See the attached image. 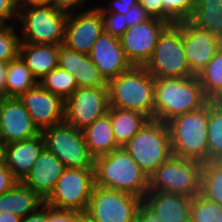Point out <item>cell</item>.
Segmentation results:
<instances>
[{
  "mask_svg": "<svg viewBox=\"0 0 222 222\" xmlns=\"http://www.w3.org/2000/svg\"><path fill=\"white\" fill-rule=\"evenodd\" d=\"M154 119L167 123L176 116L200 109L209 100L197 76L154 79Z\"/></svg>",
  "mask_w": 222,
  "mask_h": 222,
  "instance_id": "cell-1",
  "label": "cell"
},
{
  "mask_svg": "<svg viewBox=\"0 0 222 222\" xmlns=\"http://www.w3.org/2000/svg\"><path fill=\"white\" fill-rule=\"evenodd\" d=\"M95 185L124 191L143 199L148 192L149 177L124 147L94 158Z\"/></svg>",
  "mask_w": 222,
  "mask_h": 222,
  "instance_id": "cell-2",
  "label": "cell"
},
{
  "mask_svg": "<svg viewBox=\"0 0 222 222\" xmlns=\"http://www.w3.org/2000/svg\"><path fill=\"white\" fill-rule=\"evenodd\" d=\"M109 106L154 119V78L144 66H131L107 83Z\"/></svg>",
  "mask_w": 222,
  "mask_h": 222,
  "instance_id": "cell-3",
  "label": "cell"
},
{
  "mask_svg": "<svg viewBox=\"0 0 222 222\" xmlns=\"http://www.w3.org/2000/svg\"><path fill=\"white\" fill-rule=\"evenodd\" d=\"M209 101L200 109L184 113L166 124L174 156L208 162Z\"/></svg>",
  "mask_w": 222,
  "mask_h": 222,
  "instance_id": "cell-4",
  "label": "cell"
},
{
  "mask_svg": "<svg viewBox=\"0 0 222 222\" xmlns=\"http://www.w3.org/2000/svg\"><path fill=\"white\" fill-rule=\"evenodd\" d=\"M124 148L148 177L173 155L167 124L155 119H149Z\"/></svg>",
  "mask_w": 222,
  "mask_h": 222,
  "instance_id": "cell-5",
  "label": "cell"
},
{
  "mask_svg": "<svg viewBox=\"0 0 222 222\" xmlns=\"http://www.w3.org/2000/svg\"><path fill=\"white\" fill-rule=\"evenodd\" d=\"M22 23L21 43L61 45L64 42L68 13L53 5L18 6Z\"/></svg>",
  "mask_w": 222,
  "mask_h": 222,
  "instance_id": "cell-6",
  "label": "cell"
},
{
  "mask_svg": "<svg viewBox=\"0 0 222 222\" xmlns=\"http://www.w3.org/2000/svg\"><path fill=\"white\" fill-rule=\"evenodd\" d=\"M203 163L172 155L149 176L148 190L195 197L201 194Z\"/></svg>",
  "mask_w": 222,
  "mask_h": 222,
  "instance_id": "cell-7",
  "label": "cell"
},
{
  "mask_svg": "<svg viewBox=\"0 0 222 222\" xmlns=\"http://www.w3.org/2000/svg\"><path fill=\"white\" fill-rule=\"evenodd\" d=\"M156 78L190 77L182 40V21L169 24L158 38L150 60L144 66Z\"/></svg>",
  "mask_w": 222,
  "mask_h": 222,
  "instance_id": "cell-8",
  "label": "cell"
},
{
  "mask_svg": "<svg viewBox=\"0 0 222 222\" xmlns=\"http://www.w3.org/2000/svg\"><path fill=\"white\" fill-rule=\"evenodd\" d=\"M41 133L45 140V147L66 168H94V157L88 150L81 130L63 121L44 129Z\"/></svg>",
  "mask_w": 222,
  "mask_h": 222,
  "instance_id": "cell-9",
  "label": "cell"
},
{
  "mask_svg": "<svg viewBox=\"0 0 222 222\" xmlns=\"http://www.w3.org/2000/svg\"><path fill=\"white\" fill-rule=\"evenodd\" d=\"M94 186V168H66L44 203L85 213Z\"/></svg>",
  "mask_w": 222,
  "mask_h": 222,
  "instance_id": "cell-10",
  "label": "cell"
},
{
  "mask_svg": "<svg viewBox=\"0 0 222 222\" xmlns=\"http://www.w3.org/2000/svg\"><path fill=\"white\" fill-rule=\"evenodd\" d=\"M141 201L133 194L95 185L85 213L94 222H136Z\"/></svg>",
  "mask_w": 222,
  "mask_h": 222,
  "instance_id": "cell-11",
  "label": "cell"
},
{
  "mask_svg": "<svg viewBox=\"0 0 222 222\" xmlns=\"http://www.w3.org/2000/svg\"><path fill=\"white\" fill-rule=\"evenodd\" d=\"M108 108L107 86L77 88L65 101L64 121L83 131L107 114Z\"/></svg>",
  "mask_w": 222,
  "mask_h": 222,
  "instance_id": "cell-12",
  "label": "cell"
},
{
  "mask_svg": "<svg viewBox=\"0 0 222 222\" xmlns=\"http://www.w3.org/2000/svg\"><path fill=\"white\" fill-rule=\"evenodd\" d=\"M168 22L151 17L146 22H142L128 28L119 38L124 55L132 66H145L150 60L158 38Z\"/></svg>",
  "mask_w": 222,
  "mask_h": 222,
  "instance_id": "cell-13",
  "label": "cell"
},
{
  "mask_svg": "<svg viewBox=\"0 0 222 222\" xmlns=\"http://www.w3.org/2000/svg\"><path fill=\"white\" fill-rule=\"evenodd\" d=\"M103 32L102 16L96 7L80 11L76 15L69 13L63 45L89 55L95 41Z\"/></svg>",
  "mask_w": 222,
  "mask_h": 222,
  "instance_id": "cell-14",
  "label": "cell"
},
{
  "mask_svg": "<svg viewBox=\"0 0 222 222\" xmlns=\"http://www.w3.org/2000/svg\"><path fill=\"white\" fill-rule=\"evenodd\" d=\"M40 133L19 98L1 96L0 138L5 144L30 139Z\"/></svg>",
  "mask_w": 222,
  "mask_h": 222,
  "instance_id": "cell-15",
  "label": "cell"
},
{
  "mask_svg": "<svg viewBox=\"0 0 222 222\" xmlns=\"http://www.w3.org/2000/svg\"><path fill=\"white\" fill-rule=\"evenodd\" d=\"M19 99L40 132L64 121L65 101L45 90L39 83L24 92Z\"/></svg>",
  "mask_w": 222,
  "mask_h": 222,
  "instance_id": "cell-16",
  "label": "cell"
},
{
  "mask_svg": "<svg viewBox=\"0 0 222 222\" xmlns=\"http://www.w3.org/2000/svg\"><path fill=\"white\" fill-rule=\"evenodd\" d=\"M182 40L185 55L193 75H197L211 61L222 45V40L211 32L195 28L182 21Z\"/></svg>",
  "mask_w": 222,
  "mask_h": 222,
  "instance_id": "cell-17",
  "label": "cell"
},
{
  "mask_svg": "<svg viewBox=\"0 0 222 222\" xmlns=\"http://www.w3.org/2000/svg\"><path fill=\"white\" fill-rule=\"evenodd\" d=\"M89 56L106 83L132 66L124 55L119 38L105 32L95 41Z\"/></svg>",
  "mask_w": 222,
  "mask_h": 222,
  "instance_id": "cell-18",
  "label": "cell"
},
{
  "mask_svg": "<svg viewBox=\"0 0 222 222\" xmlns=\"http://www.w3.org/2000/svg\"><path fill=\"white\" fill-rule=\"evenodd\" d=\"M65 169V165L45 147L22 183L45 200Z\"/></svg>",
  "mask_w": 222,
  "mask_h": 222,
  "instance_id": "cell-19",
  "label": "cell"
},
{
  "mask_svg": "<svg viewBox=\"0 0 222 222\" xmlns=\"http://www.w3.org/2000/svg\"><path fill=\"white\" fill-rule=\"evenodd\" d=\"M44 148L42 133L30 139L6 144L5 164L17 182L26 179Z\"/></svg>",
  "mask_w": 222,
  "mask_h": 222,
  "instance_id": "cell-20",
  "label": "cell"
},
{
  "mask_svg": "<svg viewBox=\"0 0 222 222\" xmlns=\"http://www.w3.org/2000/svg\"><path fill=\"white\" fill-rule=\"evenodd\" d=\"M58 67L72 74L78 88L107 86L90 56L64 46L59 47Z\"/></svg>",
  "mask_w": 222,
  "mask_h": 222,
  "instance_id": "cell-21",
  "label": "cell"
},
{
  "mask_svg": "<svg viewBox=\"0 0 222 222\" xmlns=\"http://www.w3.org/2000/svg\"><path fill=\"white\" fill-rule=\"evenodd\" d=\"M142 200L165 222H190L191 197L148 190Z\"/></svg>",
  "mask_w": 222,
  "mask_h": 222,
  "instance_id": "cell-22",
  "label": "cell"
},
{
  "mask_svg": "<svg viewBox=\"0 0 222 222\" xmlns=\"http://www.w3.org/2000/svg\"><path fill=\"white\" fill-rule=\"evenodd\" d=\"M60 45L20 43L19 56L39 82L58 67Z\"/></svg>",
  "mask_w": 222,
  "mask_h": 222,
  "instance_id": "cell-23",
  "label": "cell"
},
{
  "mask_svg": "<svg viewBox=\"0 0 222 222\" xmlns=\"http://www.w3.org/2000/svg\"><path fill=\"white\" fill-rule=\"evenodd\" d=\"M44 200L22 182H17L9 191L0 195V214L14 213L24 218L37 211Z\"/></svg>",
  "mask_w": 222,
  "mask_h": 222,
  "instance_id": "cell-24",
  "label": "cell"
},
{
  "mask_svg": "<svg viewBox=\"0 0 222 222\" xmlns=\"http://www.w3.org/2000/svg\"><path fill=\"white\" fill-rule=\"evenodd\" d=\"M82 132L88 150L94 158L120 148L115 140L108 114L95 120Z\"/></svg>",
  "mask_w": 222,
  "mask_h": 222,
  "instance_id": "cell-25",
  "label": "cell"
},
{
  "mask_svg": "<svg viewBox=\"0 0 222 222\" xmlns=\"http://www.w3.org/2000/svg\"><path fill=\"white\" fill-rule=\"evenodd\" d=\"M107 114L119 147H124L149 120L141 113L111 106Z\"/></svg>",
  "mask_w": 222,
  "mask_h": 222,
  "instance_id": "cell-26",
  "label": "cell"
},
{
  "mask_svg": "<svg viewBox=\"0 0 222 222\" xmlns=\"http://www.w3.org/2000/svg\"><path fill=\"white\" fill-rule=\"evenodd\" d=\"M187 21L195 28L211 32L222 40V0H196Z\"/></svg>",
  "mask_w": 222,
  "mask_h": 222,
  "instance_id": "cell-27",
  "label": "cell"
},
{
  "mask_svg": "<svg viewBox=\"0 0 222 222\" xmlns=\"http://www.w3.org/2000/svg\"><path fill=\"white\" fill-rule=\"evenodd\" d=\"M38 84L25 62L18 56L8 62L5 97L19 98L24 92Z\"/></svg>",
  "mask_w": 222,
  "mask_h": 222,
  "instance_id": "cell-28",
  "label": "cell"
},
{
  "mask_svg": "<svg viewBox=\"0 0 222 222\" xmlns=\"http://www.w3.org/2000/svg\"><path fill=\"white\" fill-rule=\"evenodd\" d=\"M196 76L209 101H215L222 95V45Z\"/></svg>",
  "mask_w": 222,
  "mask_h": 222,
  "instance_id": "cell-29",
  "label": "cell"
},
{
  "mask_svg": "<svg viewBox=\"0 0 222 222\" xmlns=\"http://www.w3.org/2000/svg\"><path fill=\"white\" fill-rule=\"evenodd\" d=\"M201 195L211 202L222 205V161L203 163Z\"/></svg>",
  "mask_w": 222,
  "mask_h": 222,
  "instance_id": "cell-30",
  "label": "cell"
},
{
  "mask_svg": "<svg viewBox=\"0 0 222 222\" xmlns=\"http://www.w3.org/2000/svg\"><path fill=\"white\" fill-rule=\"evenodd\" d=\"M208 162L222 161V106L209 101Z\"/></svg>",
  "mask_w": 222,
  "mask_h": 222,
  "instance_id": "cell-31",
  "label": "cell"
},
{
  "mask_svg": "<svg viewBox=\"0 0 222 222\" xmlns=\"http://www.w3.org/2000/svg\"><path fill=\"white\" fill-rule=\"evenodd\" d=\"M45 90L66 101L78 88L72 74L62 68H55L38 82Z\"/></svg>",
  "mask_w": 222,
  "mask_h": 222,
  "instance_id": "cell-32",
  "label": "cell"
},
{
  "mask_svg": "<svg viewBox=\"0 0 222 222\" xmlns=\"http://www.w3.org/2000/svg\"><path fill=\"white\" fill-rule=\"evenodd\" d=\"M190 222H222V205L201 194L192 198Z\"/></svg>",
  "mask_w": 222,
  "mask_h": 222,
  "instance_id": "cell-33",
  "label": "cell"
},
{
  "mask_svg": "<svg viewBox=\"0 0 222 222\" xmlns=\"http://www.w3.org/2000/svg\"><path fill=\"white\" fill-rule=\"evenodd\" d=\"M14 24H0V62L8 63L19 56L21 41Z\"/></svg>",
  "mask_w": 222,
  "mask_h": 222,
  "instance_id": "cell-34",
  "label": "cell"
},
{
  "mask_svg": "<svg viewBox=\"0 0 222 222\" xmlns=\"http://www.w3.org/2000/svg\"><path fill=\"white\" fill-rule=\"evenodd\" d=\"M163 20L169 24L187 21L196 5V0H162Z\"/></svg>",
  "mask_w": 222,
  "mask_h": 222,
  "instance_id": "cell-35",
  "label": "cell"
},
{
  "mask_svg": "<svg viewBox=\"0 0 222 222\" xmlns=\"http://www.w3.org/2000/svg\"><path fill=\"white\" fill-rule=\"evenodd\" d=\"M100 11L103 20L104 32L120 38L129 28L126 22V15L108 13L102 6H96Z\"/></svg>",
  "mask_w": 222,
  "mask_h": 222,
  "instance_id": "cell-36",
  "label": "cell"
},
{
  "mask_svg": "<svg viewBox=\"0 0 222 222\" xmlns=\"http://www.w3.org/2000/svg\"><path fill=\"white\" fill-rule=\"evenodd\" d=\"M80 214L72 209H58L48 205V222H76Z\"/></svg>",
  "mask_w": 222,
  "mask_h": 222,
  "instance_id": "cell-37",
  "label": "cell"
},
{
  "mask_svg": "<svg viewBox=\"0 0 222 222\" xmlns=\"http://www.w3.org/2000/svg\"><path fill=\"white\" fill-rule=\"evenodd\" d=\"M18 0H0V24H6V20L18 18Z\"/></svg>",
  "mask_w": 222,
  "mask_h": 222,
  "instance_id": "cell-38",
  "label": "cell"
},
{
  "mask_svg": "<svg viewBox=\"0 0 222 222\" xmlns=\"http://www.w3.org/2000/svg\"><path fill=\"white\" fill-rule=\"evenodd\" d=\"M124 15H126V22L129 28L133 25L146 22L151 18L139 3H136L134 6H132L131 9Z\"/></svg>",
  "mask_w": 222,
  "mask_h": 222,
  "instance_id": "cell-39",
  "label": "cell"
},
{
  "mask_svg": "<svg viewBox=\"0 0 222 222\" xmlns=\"http://www.w3.org/2000/svg\"><path fill=\"white\" fill-rule=\"evenodd\" d=\"M136 222H165L143 200L138 205Z\"/></svg>",
  "mask_w": 222,
  "mask_h": 222,
  "instance_id": "cell-40",
  "label": "cell"
},
{
  "mask_svg": "<svg viewBox=\"0 0 222 222\" xmlns=\"http://www.w3.org/2000/svg\"><path fill=\"white\" fill-rule=\"evenodd\" d=\"M17 181L5 162L0 163V195L9 191Z\"/></svg>",
  "mask_w": 222,
  "mask_h": 222,
  "instance_id": "cell-41",
  "label": "cell"
},
{
  "mask_svg": "<svg viewBox=\"0 0 222 222\" xmlns=\"http://www.w3.org/2000/svg\"><path fill=\"white\" fill-rule=\"evenodd\" d=\"M138 3L150 15V17L163 20V2L162 0H138Z\"/></svg>",
  "mask_w": 222,
  "mask_h": 222,
  "instance_id": "cell-42",
  "label": "cell"
},
{
  "mask_svg": "<svg viewBox=\"0 0 222 222\" xmlns=\"http://www.w3.org/2000/svg\"><path fill=\"white\" fill-rule=\"evenodd\" d=\"M107 8L102 7L108 13L126 14L132 6L138 3V0H112Z\"/></svg>",
  "mask_w": 222,
  "mask_h": 222,
  "instance_id": "cell-43",
  "label": "cell"
},
{
  "mask_svg": "<svg viewBox=\"0 0 222 222\" xmlns=\"http://www.w3.org/2000/svg\"><path fill=\"white\" fill-rule=\"evenodd\" d=\"M85 0H53L52 5L62 12L74 13V11L83 7ZM81 7V8H80ZM75 9V10H74Z\"/></svg>",
  "mask_w": 222,
  "mask_h": 222,
  "instance_id": "cell-44",
  "label": "cell"
},
{
  "mask_svg": "<svg viewBox=\"0 0 222 222\" xmlns=\"http://www.w3.org/2000/svg\"><path fill=\"white\" fill-rule=\"evenodd\" d=\"M21 222H48V205L44 203L37 211L22 218Z\"/></svg>",
  "mask_w": 222,
  "mask_h": 222,
  "instance_id": "cell-45",
  "label": "cell"
},
{
  "mask_svg": "<svg viewBox=\"0 0 222 222\" xmlns=\"http://www.w3.org/2000/svg\"><path fill=\"white\" fill-rule=\"evenodd\" d=\"M8 63L0 62V96L5 97Z\"/></svg>",
  "mask_w": 222,
  "mask_h": 222,
  "instance_id": "cell-46",
  "label": "cell"
},
{
  "mask_svg": "<svg viewBox=\"0 0 222 222\" xmlns=\"http://www.w3.org/2000/svg\"><path fill=\"white\" fill-rule=\"evenodd\" d=\"M52 1L53 0H18V6L52 5Z\"/></svg>",
  "mask_w": 222,
  "mask_h": 222,
  "instance_id": "cell-47",
  "label": "cell"
},
{
  "mask_svg": "<svg viewBox=\"0 0 222 222\" xmlns=\"http://www.w3.org/2000/svg\"><path fill=\"white\" fill-rule=\"evenodd\" d=\"M22 218L15 215L14 213H1L0 222H21Z\"/></svg>",
  "mask_w": 222,
  "mask_h": 222,
  "instance_id": "cell-48",
  "label": "cell"
},
{
  "mask_svg": "<svg viewBox=\"0 0 222 222\" xmlns=\"http://www.w3.org/2000/svg\"><path fill=\"white\" fill-rule=\"evenodd\" d=\"M6 144L0 138V163L5 162Z\"/></svg>",
  "mask_w": 222,
  "mask_h": 222,
  "instance_id": "cell-49",
  "label": "cell"
},
{
  "mask_svg": "<svg viewBox=\"0 0 222 222\" xmlns=\"http://www.w3.org/2000/svg\"><path fill=\"white\" fill-rule=\"evenodd\" d=\"M76 222H94L86 213H81Z\"/></svg>",
  "mask_w": 222,
  "mask_h": 222,
  "instance_id": "cell-50",
  "label": "cell"
},
{
  "mask_svg": "<svg viewBox=\"0 0 222 222\" xmlns=\"http://www.w3.org/2000/svg\"><path fill=\"white\" fill-rule=\"evenodd\" d=\"M220 106H222V95L217 99L215 100Z\"/></svg>",
  "mask_w": 222,
  "mask_h": 222,
  "instance_id": "cell-51",
  "label": "cell"
}]
</instances>
